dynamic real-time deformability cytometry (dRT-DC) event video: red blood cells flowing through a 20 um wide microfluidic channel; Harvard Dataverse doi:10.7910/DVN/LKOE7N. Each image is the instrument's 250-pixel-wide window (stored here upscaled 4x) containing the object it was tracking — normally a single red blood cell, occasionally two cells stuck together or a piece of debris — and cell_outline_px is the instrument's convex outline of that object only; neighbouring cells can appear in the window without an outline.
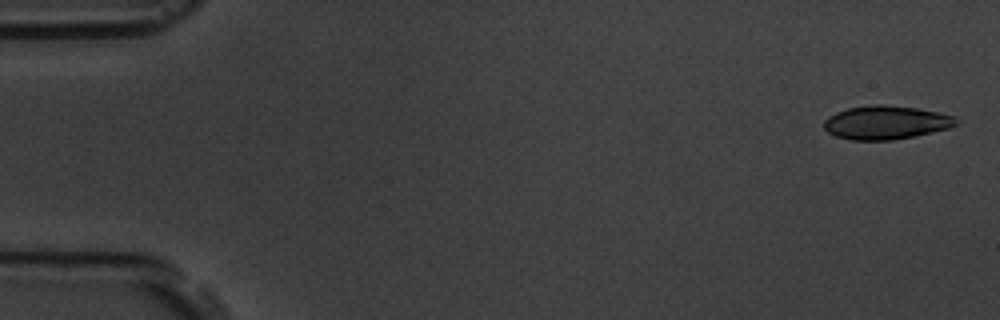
{"species": "common noctule bat (a hibernating species)", "species_latin": "Nyctalus noctula", "temperature_condition": "room temperature", "stored_images_in_passage": 5, "camera_frame_rate_fps": 3000, "um_per_image_px": 0.085, "animal": {"sex": "male", "body_mass_g": 19.5, "forearm_length_mm": 54.6}, "frame": {"image": 1, "passage_image": 1, "time_ms": 0.0, "image_size_px": [1000, 320], "cell_outline_px": [[960, 124], [948, 128], [912, 136], [892, 140], [852, 140], [836, 136], [828, 132], [824, 128], [824, 120], [828, 116], [836, 112], [848, 108], [876, 104], [880, 104], [916, 108], [940, 112], [956, 116], [960, 120]], "centroid_in_image_um": [75.33, 10.4], "position_along_channel_um": 9.7, "area_um2": 25.89}}
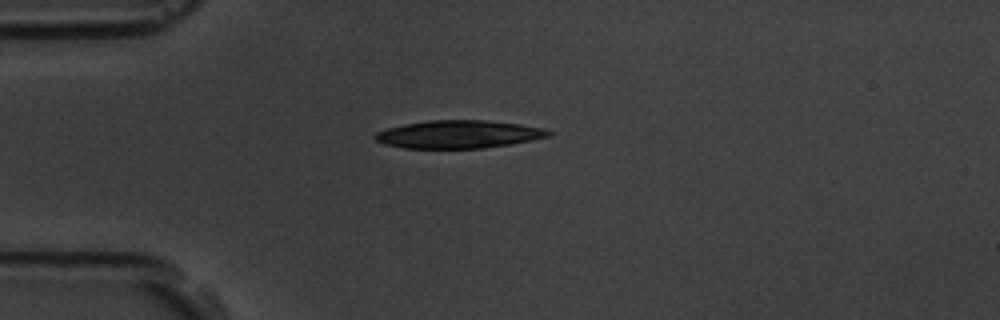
{"frame": {"image": 2, "passage_image": 5, "time_ms": 4.333, "image_size_px": [1000, 320], "cell_outline_px": [[552, 136], [532, 140], [484, 148], [404, 148], [384, 144], [376, 140], [372, 136], [376, 132], [388, 128], [404, 124], [428, 120], [488, 120], [520, 124], [544, 128], [552, 132]], "centroid_in_image_um": [38.99, 11.41], "position_along_channel_um": 46.0, "area_um2": 28.26}}